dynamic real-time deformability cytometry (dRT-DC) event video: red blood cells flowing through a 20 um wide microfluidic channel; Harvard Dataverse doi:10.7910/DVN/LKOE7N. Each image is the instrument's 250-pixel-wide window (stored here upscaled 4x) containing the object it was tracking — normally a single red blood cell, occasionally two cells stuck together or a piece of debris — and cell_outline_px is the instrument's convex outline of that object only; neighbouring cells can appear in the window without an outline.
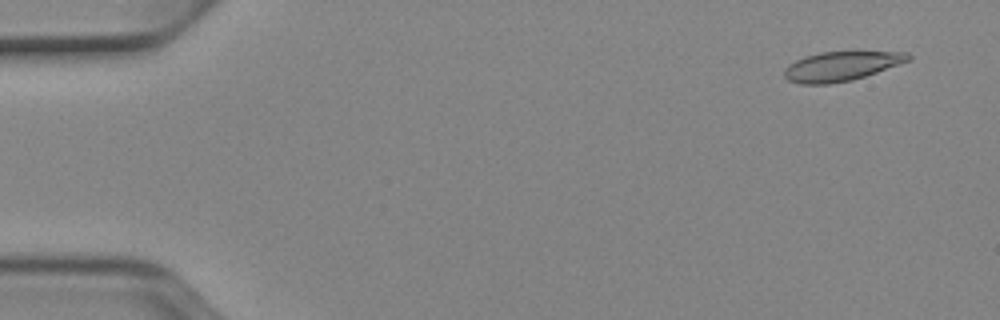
{"species": "Egyptian fruit bat (a non-hibernating species)", "species_latin": "Rousettus aegyptiacus", "temperature_condition": "cold", "stored_images_in_passage": 51, "camera_frame_rate_fps": 3000, "um_per_image_px": 0.085, "animal": {"sex": "female"}, "frame": {"image": 1, "passage_image": 3, "time_ms": 0.667, "image_size_px": [1000, 320], "cell_outline_px": [[912, 60], [852, 80], [828, 84], [800, 84], [788, 80], [784, 76], [784, 68], [788, 64], [804, 56], [820, 52], [908, 52], [912, 56]], "centroid_in_image_um": [71.49, 5.63], "position_along_channel_um": 13.5, "area_um2": 21.21}}
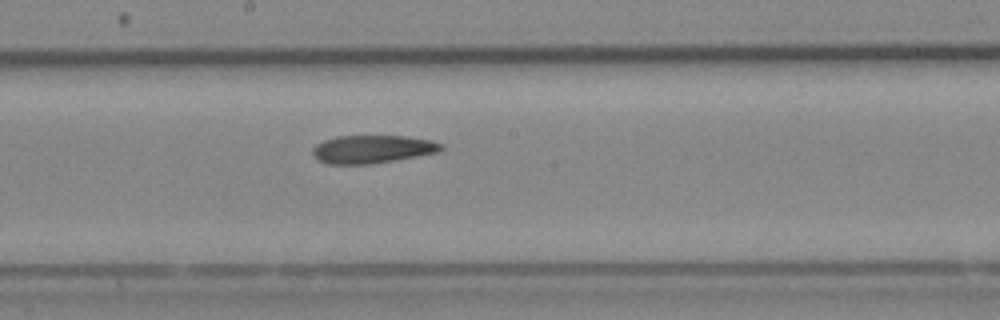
{"frame": {"image": 2, "passage_image": 28, "time_ms": 9.0, "image_size_px": [1000, 320], "cell_outline_px": [[444, 148], [440, 152], [396, 160], [372, 164], [328, 164], [312, 156], [312, 148], [316, 144], [324, 140], [336, 136], [404, 136], [432, 140], [444, 144]], "centroid_in_image_um": [31.67, 12.68], "position_along_channel_um": 216.5, "area_um2": 21.21}}
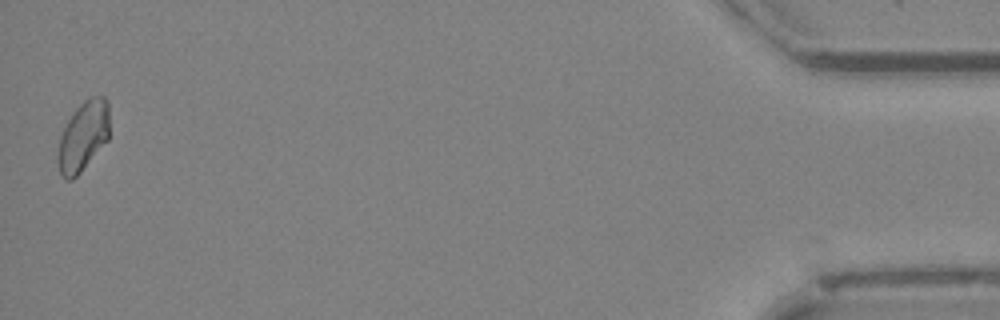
{"frame": {"image": 3, "passage_image": 51, "time_ms": 16.667, "image_size_px": [1000, 320], "cell_outline_px": [[108, 140], [80, 172], [72, 180], [68, 180], [60, 172], [56, 160], [56, 156], [60, 136], [72, 112], [84, 100], [92, 96], [104, 96], [108, 100]], "centroid_in_image_um": [7.05, 11.57], "position_along_channel_um": 428.1, "area_um2": 20.92}}